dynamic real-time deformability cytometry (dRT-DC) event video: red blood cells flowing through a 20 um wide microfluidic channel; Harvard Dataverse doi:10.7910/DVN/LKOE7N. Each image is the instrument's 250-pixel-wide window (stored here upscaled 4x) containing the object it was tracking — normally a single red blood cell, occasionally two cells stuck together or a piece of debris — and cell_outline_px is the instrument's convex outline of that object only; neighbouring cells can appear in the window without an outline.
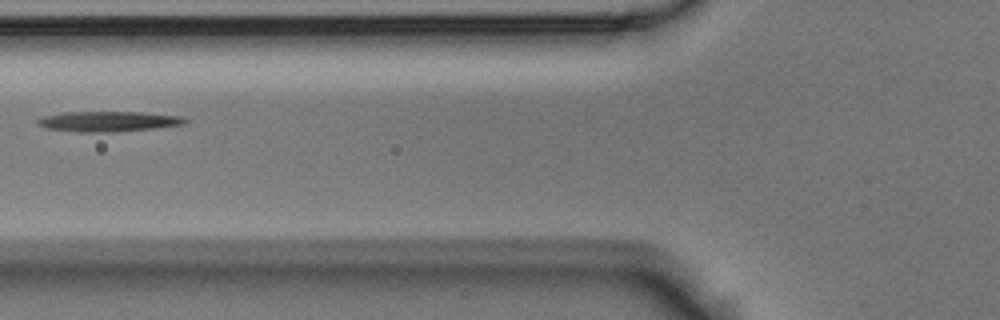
{"species": "Egyptian fruit bat (a non-hibernating species)", "species_latin": "Rousettus aegyptiacus", "temperature_condition": "room temperature", "stored_images_in_passage": 7, "camera_frame_rate_fps": 3000, "um_per_image_px": 0.085, "animal": {"sex": "male"}, "frame": {"image": 1, "passage_image": 4, "time_ms": 1.0, "image_size_px": [1000, 320], "cell_outline_px": [[188, 124], [156, 128], [108, 132], [80, 132], [44, 128], [36, 124], [36, 120], [44, 116], [64, 112], [144, 112], [180, 116], [188, 120]], "centroid_in_image_um": [9.22, 10.32], "position_along_channel_um": 116.6, "area_um2": 17.51}}
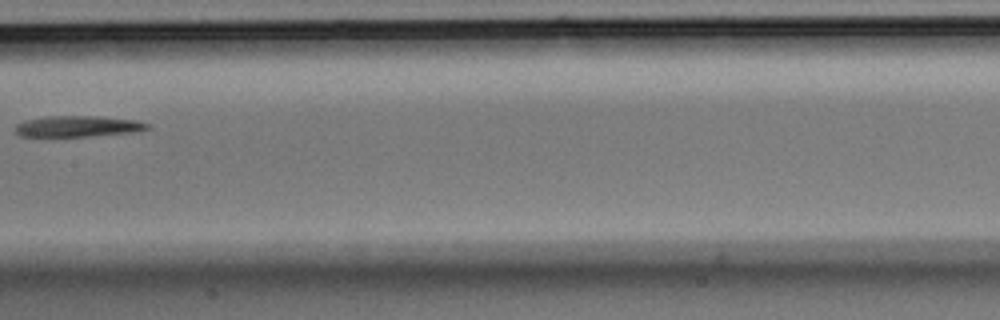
{"frame": {"image": 2, "passage_image": 6, "time_ms": 1.667, "image_size_px": [1000, 320], "cell_outline_px": [[152, 128], [136, 132], [88, 136], [20, 136], [16, 132], [16, 124], [24, 120], [48, 116], [96, 116], [136, 120], [152, 124]], "centroid_in_image_um": [6.68, 10.73], "position_along_channel_um": 200.7, "area_um2": 16.24}}
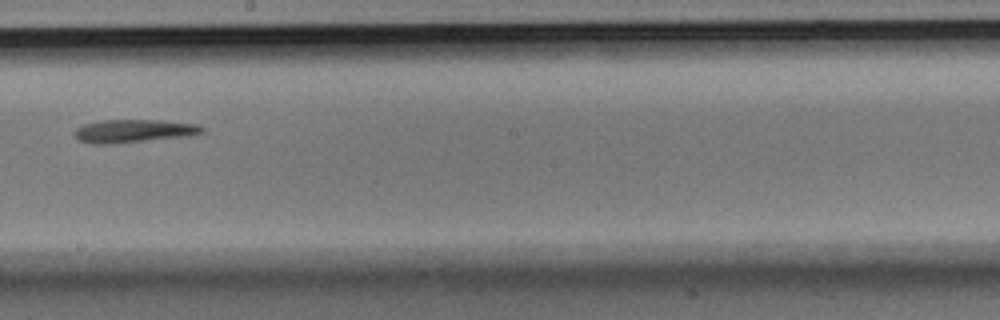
{"frame": {"image": 3, "passage_image": 7, "time_ms": 2.0, "image_size_px": [1000, 320], "cell_outline_px": [[204, 132], [188, 136], [108, 144], [92, 144], [76, 140], [76, 128], [84, 124], [100, 120], [160, 120], [196, 124], [204, 128]], "centroid_in_image_um": [11.34, 11.13], "position_along_channel_um": 236.9, "area_um2": 17.05}}